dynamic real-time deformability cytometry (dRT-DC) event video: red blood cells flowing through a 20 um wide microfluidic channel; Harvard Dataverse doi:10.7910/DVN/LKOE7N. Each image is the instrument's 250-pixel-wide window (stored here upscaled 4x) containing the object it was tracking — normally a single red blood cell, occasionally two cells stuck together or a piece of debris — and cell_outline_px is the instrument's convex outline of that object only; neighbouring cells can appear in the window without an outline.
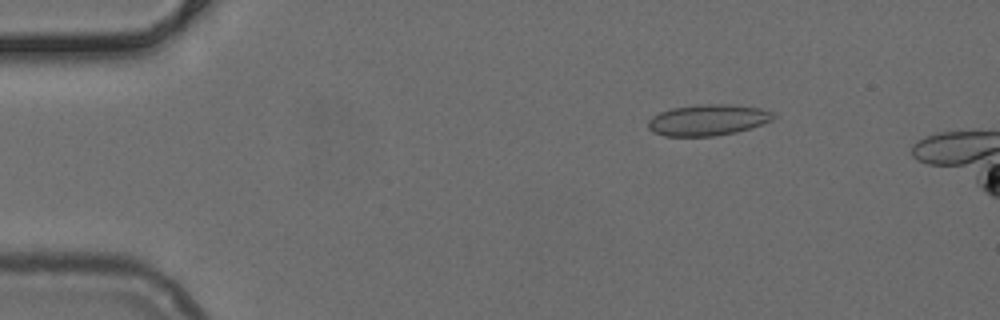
{"species": "common noctule bat (a hibernating species)", "species_latin": "Nyctalus noctula", "temperature_condition": "cold", "stored_images_in_passage": 11, "camera_frame_rate_fps": 3000, "um_per_image_px": 0.085, "animal": {"sex": "female", "body_mass_g": 24.6, "forearm_length_mm": 56.2}, "frame": {"image": 1, "passage_image": 8, "time_ms": 2.333, "image_size_px": [1000, 320], "cell_outline_px": [[772, 120], [752, 128], [736, 132], [716, 136], [664, 136], [652, 132], [648, 128], [648, 120], [652, 116], [660, 112], [672, 108], [696, 104], [732, 104], [760, 108], [772, 112]], "centroid_in_image_um": [60.13, 10.2], "position_along_channel_um": 24.9, "area_um2": 22.83}}